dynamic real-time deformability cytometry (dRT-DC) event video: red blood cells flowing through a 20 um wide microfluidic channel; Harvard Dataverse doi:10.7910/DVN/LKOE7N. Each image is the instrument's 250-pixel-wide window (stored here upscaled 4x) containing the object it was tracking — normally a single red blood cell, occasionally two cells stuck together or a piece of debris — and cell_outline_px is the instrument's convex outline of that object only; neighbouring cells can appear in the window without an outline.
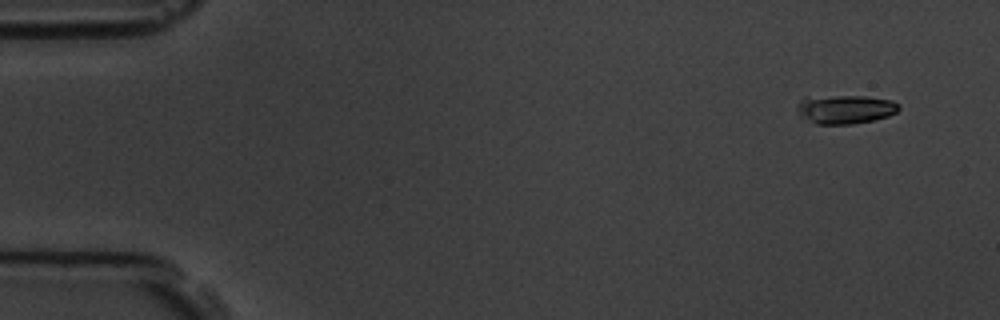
{"species": "common noctule bat (a hibernating species)", "species_latin": "Nyctalus noctula", "temperature_condition": "room temperature", "stored_images_in_passage": 5, "camera_frame_rate_fps": 3000, "um_per_image_px": 0.085, "animal": {"sex": "male", "body_mass_g": 19.5, "forearm_length_mm": 54.6}, "frame": {"image": 1, "passage_image": 1, "time_ms": 0.0, "image_size_px": [1000, 320], "cell_outline_px": [[900, 108], [896, 112], [888, 116], [872, 120], [852, 124], [816, 124], [800, 116], [796, 104], [804, 96], [864, 96], [892, 100], [900, 104]], "centroid_in_image_um": [71.82, 9.27], "position_along_channel_um": 13.2, "area_um2": 17.22}}
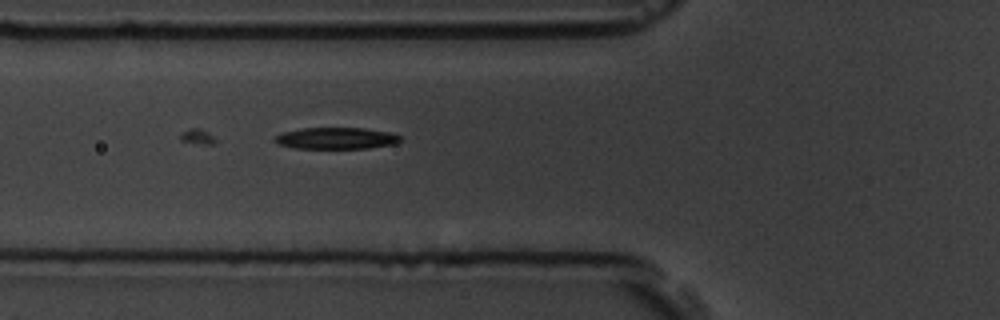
{"frame": {"image": 2, "passage_image": 5, "time_ms": 5.333, "image_size_px": [1000, 320], "cell_outline_px": [[400, 140], [396, 144], [368, 148], [296, 148], [276, 144], [272, 140], [280, 132], [304, 128], [364, 128], [388, 132], [400, 136]], "centroid_in_image_um": [28.53, 11.75], "position_along_channel_um": 97.3, "area_um2": 15.78}}